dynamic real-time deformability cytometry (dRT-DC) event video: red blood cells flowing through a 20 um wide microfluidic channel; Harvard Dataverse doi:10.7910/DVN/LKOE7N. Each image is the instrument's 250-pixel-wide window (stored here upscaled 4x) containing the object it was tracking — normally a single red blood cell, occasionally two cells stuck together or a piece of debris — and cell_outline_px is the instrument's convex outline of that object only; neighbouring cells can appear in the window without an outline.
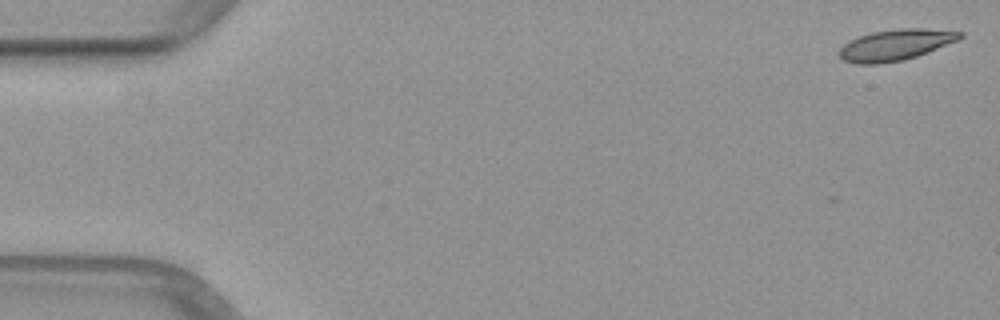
{"species": "common noctule bat (a hibernating species)", "species_latin": "Nyctalus noctula", "temperature_condition": "warm", "stored_images_in_passage": 10, "camera_frame_rate_fps": 3000, "um_per_image_px": 0.085, "animal": {"sex": "female", "body_mass_g": 29.2, "forearm_length_mm": 56.3}, "frame": {"image": 1, "passage_image": 1, "time_ms": 0.0, "image_size_px": [1000, 320], "cell_outline_px": [[964, 36], [956, 40], [916, 56], [904, 60], [876, 64], [856, 64], [844, 60], [836, 52], [848, 40], [872, 32], [900, 28], [924, 28], [964, 32]], "centroid_in_image_um": [76.07, 3.81], "position_along_channel_um": 8.9, "area_um2": 21.68}}